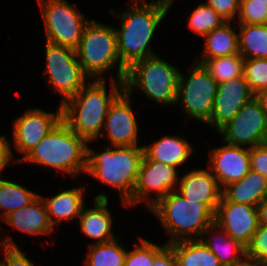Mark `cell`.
Returning <instances> with one entry per match:
<instances>
[{"label":"cell","instance_id":"1","mask_svg":"<svg viewBox=\"0 0 267 266\" xmlns=\"http://www.w3.org/2000/svg\"><path fill=\"white\" fill-rule=\"evenodd\" d=\"M171 4L163 0L134 2L128 10L117 14L121 27L115 28L117 49L121 63L128 69L134 62L156 55L151 49V39Z\"/></svg>","mask_w":267,"mask_h":266},{"label":"cell","instance_id":"2","mask_svg":"<svg viewBox=\"0 0 267 266\" xmlns=\"http://www.w3.org/2000/svg\"><path fill=\"white\" fill-rule=\"evenodd\" d=\"M116 79V80H115ZM105 79L86 83L81 91L62 106V121L87 142L98 141L110 104L124 90V81L111 77L107 95Z\"/></svg>","mask_w":267,"mask_h":266},{"label":"cell","instance_id":"3","mask_svg":"<svg viewBox=\"0 0 267 266\" xmlns=\"http://www.w3.org/2000/svg\"><path fill=\"white\" fill-rule=\"evenodd\" d=\"M88 142L62 120L20 162L55 168L76 178L87 169Z\"/></svg>","mask_w":267,"mask_h":266},{"label":"cell","instance_id":"4","mask_svg":"<svg viewBox=\"0 0 267 266\" xmlns=\"http://www.w3.org/2000/svg\"><path fill=\"white\" fill-rule=\"evenodd\" d=\"M143 155V146L138 145L107 146L106 150L100 153L87 146L85 173L118 190L125 205L133 193Z\"/></svg>","mask_w":267,"mask_h":266},{"label":"cell","instance_id":"5","mask_svg":"<svg viewBox=\"0 0 267 266\" xmlns=\"http://www.w3.org/2000/svg\"><path fill=\"white\" fill-rule=\"evenodd\" d=\"M149 210L157 216L169 235L167 244L199 239L215 222V213L206 204L187 201L176 191L169 192Z\"/></svg>","mask_w":267,"mask_h":266},{"label":"cell","instance_id":"6","mask_svg":"<svg viewBox=\"0 0 267 266\" xmlns=\"http://www.w3.org/2000/svg\"><path fill=\"white\" fill-rule=\"evenodd\" d=\"M76 53L83 71L89 78L103 80V74L118 64L117 80H125L127 68L119 59L115 27L89 20L84 27Z\"/></svg>","mask_w":267,"mask_h":266},{"label":"cell","instance_id":"7","mask_svg":"<svg viewBox=\"0 0 267 266\" xmlns=\"http://www.w3.org/2000/svg\"><path fill=\"white\" fill-rule=\"evenodd\" d=\"M179 69L161 59L158 55L140 59L128 69L124 90L131 95L137 87L147 98L156 103H176Z\"/></svg>","mask_w":267,"mask_h":266},{"label":"cell","instance_id":"8","mask_svg":"<svg viewBox=\"0 0 267 266\" xmlns=\"http://www.w3.org/2000/svg\"><path fill=\"white\" fill-rule=\"evenodd\" d=\"M44 22L46 42L76 49L88 18L66 0H37Z\"/></svg>","mask_w":267,"mask_h":266},{"label":"cell","instance_id":"9","mask_svg":"<svg viewBox=\"0 0 267 266\" xmlns=\"http://www.w3.org/2000/svg\"><path fill=\"white\" fill-rule=\"evenodd\" d=\"M46 66L43 73L49 77L47 82L53 92L60 94L64 103L78 94L87 80L90 79L83 71L77 57L76 49L46 42Z\"/></svg>","mask_w":267,"mask_h":266},{"label":"cell","instance_id":"10","mask_svg":"<svg viewBox=\"0 0 267 266\" xmlns=\"http://www.w3.org/2000/svg\"><path fill=\"white\" fill-rule=\"evenodd\" d=\"M188 77L179 73L176 103L188 116L206 123L211 116L218 83L207 69L194 61ZM180 100V101H179Z\"/></svg>","mask_w":267,"mask_h":266},{"label":"cell","instance_id":"11","mask_svg":"<svg viewBox=\"0 0 267 266\" xmlns=\"http://www.w3.org/2000/svg\"><path fill=\"white\" fill-rule=\"evenodd\" d=\"M177 172L175 166L166 165L151 158H143L133 193L125 205L134 206L145 201L146 204L143 207L149 210L169 192L176 191L174 187H178L176 184L180 181ZM151 192H155V198L150 200Z\"/></svg>","mask_w":267,"mask_h":266},{"label":"cell","instance_id":"12","mask_svg":"<svg viewBox=\"0 0 267 266\" xmlns=\"http://www.w3.org/2000/svg\"><path fill=\"white\" fill-rule=\"evenodd\" d=\"M225 143L252 148L267 142V119L255 96L219 131Z\"/></svg>","mask_w":267,"mask_h":266},{"label":"cell","instance_id":"13","mask_svg":"<svg viewBox=\"0 0 267 266\" xmlns=\"http://www.w3.org/2000/svg\"><path fill=\"white\" fill-rule=\"evenodd\" d=\"M62 120L61 104L56 113L46 112L35 108L27 110L19 118L15 119L13 126V145L22 154L19 163L33 148L50 133Z\"/></svg>","mask_w":267,"mask_h":266},{"label":"cell","instance_id":"14","mask_svg":"<svg viewBox=\"0 0 267 266\" xmlns=\"http://www.w3.org/2000/svg\"><path fill=\"white\" fill-rule=\"evenodd\" d=\"M130 97L131 95L123 90L108 108L100 137L105 138L106 134L112 147L138 145L139 126L131 107Z\"/></svg>","mask_w":267,"mask_h":266},{"label":"cell","instance_id":"15","mask_svg":"<svg viewBox=\"0 0 267 266\" xmlns=\"http://www.w3.org/2000/svg\"><path fill=\"white\" fill-rule=\"evenodd\" d=\"M215 223L246 247L259 226L258 209L247 204L227 202L221 197Z\"/></svg>","mask_w":267,"mask_h":266},{"label":"cell","instance_id":"16","mask_svg":"<svg viewBox=\"0 0 267 266\" xmlns=\"http://www.w3.org/2000/svg\"><path fill=\"white\" fill-rule=\"evenodd\" d=\"M209 167L221 190L241 180L250 169V148L226 143L209 151Z\"/></svg>","mask_w":267,"mask_h":266},{"label":"cell","instance_id":"17","mask_svg":"<svg viewBox=\"0 0 267 266\" xmlns=\"http://www.w3.org/2000/svg\"><path fill=\"white\" fill-rule=\"evenodd\" d=\"M254 96L244 75L218 84L213 110L205 124L218 132Z\"/></svg>","mask_w":267,"mask_h":266},{"label":"cell","instance_id":"18","mask_svg":"<svg viewBox=\"0 0 267 266\" xmlns=\"http://www.w3.org/2000/svg\"><path fill=\"white\" fill-rule=\"evenodd\" d=\"M176 192L185 200L206 204L216 213L222 190L211 171L194 169L180 177Z\"/></svg>","mask_w":267,"mask_h":266},{"label":"cell","instance_id":"19","mask_svg":"<svg viewBox=\"0 0 267 266\" xmlns=\"http://www.w3.org/2000/svg\"><path fill=\"white\" fill-rule=\"evenodd\" d=\"M108 197L100 193L94 198V208L83 206L79 219L81 232L87 237L104 243L115 239L112 232L113 218L108 210Z\"/></svg>","mask_w":267,"mask_h":266},{"label":"cell","instance_id":"20","mask_svg":"<svg viewBox=\"0 0 267 266\" xmlns=\"http://www.w3.org/2000/svg\"><path fill=\"white\" fill-rule=\"evenodd\" d=\"M3 222L29 234L49 235L54 231L41 195L27 206L10 213Z\"/></svg>","mask_w":267,"mask_h":266},{"label":"cell","instance_id":"21","mask_svg":"<svg viewBox=\"0 0 267 266\" xmlns=\"http://www.w3.org/2000/svg\"><path fill=\"white\" fill-rule=\"evenodd\" d=\"M84 191L85 187H73L72 189L61 191L51 198L41 196L53 228L56 227V224L59 226L62 221H71L80 216L81 210L85 205Z\"/></svg>","mask_w":267,"mask_h":266},{"label":"cell","instance_id":"22","mask_svg":"<svg viewBox=\"0 0 267 266\" xmlns=\"http://www.w3.org/2000/svg\"><path fill=\"white\" fill-rule=\"evenodd\" d=\"M267 196V178L250 170L241 180L226 186L222 197L227 202L257 207Z\"/></svg>","mask_w":267,"mask_h":266},{"label":"cell","instance_id":"23","mask_svg":"<svg viewBox=\"0 0 267 266\" xmlns=\"http://www.w3.org/2000/svg\"><path fill=\"white\" fill-rule=\"evenodd\" d=\"M143 158H151L176 168L184 164L192 154L193 147L180 136H163L153 144L142 145Z\"/></svg>","mask_w":267,"mask_h":266},{"label":"cell","instance_id":"24","mask_svg":"<svg viewBox=\"0 0 267 266\" xmlns=\"http://www.w3.org/2000/svg\"><path fill=\"white\" fill-rule=\"evenodd\" d=\"M213 230L216 233H213ZM208 232L212 236L206 238L205 235ZM204 236L205 238H203ZM199 239L219 259L222 266H232L246 257V247L239 241L228 236L215 222L206 229Z\"/></svg>","mask_w":267,"mask_h":266},{"label":"cell","instance_id":"25","mask_svg":"<svg viewBox=\"0 0 267 266\" xmlns=\"http://www.w3.org/2000/svg\"><path fill=\"white\" fill-rule=\"evenodd\" d=\"M204 49L199 59H213L217 57L239 54L238 34L226 21L204 36Z\"/></svg>","mask_w":267,"mask_h":266},{"label":"cell","instance_id":"26","mask_svg":"<svg viewBox=\"0 0 267 266\" xmlns=\"http://www.w3.org/2000/svg\"><path fill=\"white\" fill-rule=\"evenodd\" d=\"M168 245L175 253L177 266H222L200 239L180 240Z\"/></svg>","mask_w":267,"mask_h":266},{"label":"cell","instance_id":"27","mask_svg":"<svg viewBox=\"0 0 267 266\" xmlns=\"http://www.w3.org/2000/svg\"><path fill=\"white\" fill-rule=\"evenodd\" d=\"M239 54L244 59H267V24H239Z\"/></svg>","mask_w":267,"mask_h":266},{"label":"cell","instance_id":"28","mask_svg":"<svg viewBox=\"0 0 267 266\" xmlns=\"http://www.w3.org/2000/svg\"><path fill=\"white\" fill-rule=\"evenodd\" d=\"M40 194H37L18 183L0 178V218L3 220L10 213L27 206Z\"/></svg>","mask_w":267,"mask_h":266},{"label":"cell","instance_id":"29","mask_svg":"<svg viewBox=\"0 0 267 266\" xmlns=\"http://www.w3.org/2000/svg\"><path fill=\"white\" fill-rule=\"evenodd\" d=\"M88 248L85 266H124L127 250L118 243L117 237L104 243L94 242Z\"/></svg>","mask_w":267,"mask_h":266},{"label":"cell","instance_id":"30","mask_svg":"<svg viewBox=\"0 0 267 266\" xmlns=\"http://www.w3.org/2000/svg\"><path fill=\"white\" fill-rule=\"evenodd\" d=\"M195 61L201 63L218 84L243 76L244 58L240 54Z\"/></svg>","mask_w":267,"mask_h":266},{"label":"cell","instance_id":"31","mask_svg":"<svg viewBox=\"0 0 267 266\" xmlns=\"http://www.w3.org/2000/svg\"><path fill=\"white\" fill-rule=\"evenodd\" d=\"M226 21L209 5L201 3L191 12L188 28L204 37Z\"/></svg>","mask_w":267,"mask_h":266},{"label":"cell","instance_id":"32","mask_svg":"<svg viewBox=\"0 0 267 266\" xmlns=\"http://www.w3.org/2000/svg\"><path fill=\"white\" fill-rule=\"evenodd\" d=\"M139 239L140 243H135V248L127 251L124 266H153L154 258L168 245L165 243L160 246L145 238Z\"/></svg>","mask_w":267,"mask_h":266},{"label":"cell","instance_id":"33","mask_svg":"<svg viewBox=\"0 0 267 266\" xmlns=\"http://www.w3.org/2000/svg\"><path fill=\"white\" fill-rule=\"evenodd\" d=\"M243 75L253 94L267 88V59H244Z\"/></svg>","mask_w":267,"mask_h":266},{"label":"cell","instance_id":"34","mask_svg":"<svg viewBox=\"0 0 267 266\" xmlns=\"http://www.w3.org/2000/svg\"><path fill=\"white\" fill-rule=\"evenodd\" d=\"M246 257L267 265V225L259 224L246 246Z\"/></svg>","mask_w":267,"mask_h":266},{"label":"cell","instance_id":"35","mask_svg":"<svg viewBox=\"0 0 267 266\" xmlns=\"http://www.w3.org/2000/svg\"><path fill=\"white\" fill-rule=\"evenodd\" d=\"M239 24H267V3L240 2Z\"/></svg>","mask_w":267,"mask_h":266},{"label":"cell","instance_id":"36","mask_svg":"<svg viewBox=\"0 0 267 266\" xmlns=\"http://www.w3.org/2000/svg\"><path fill=\"white\" fill-rule=\"evenodd\" d=\"M206 4L212 7L225 21L231 22L239 14L240 0H207Z\"/></svg>","mask_w":267,"mask_h":266},{"label":"cell","instance_id":"37","mask_svg":"<svg viewBox=\"0 0 267 266\" xmlns=\"http://www.w3.org/2000/svg\"><path fill=\"white\" fill-rule=\"evenodd\" d=\"M250 169L267 178V142L250 148Z\"/></svg>","mask_w":267,"mask_h":266},{"label":"cell","instance_id":"38","mask_svg":"<svg viewBox=\"0 0 267 266\" xmlns=\"http://www.w3.org/2000/svg\"><path fill=\"white\" fill-rule=\"evenodd\" d=\"M5 260H0L2 266H34L26 255L17 247H2Z\"/></svg>","mask_w":267,"mask_h":266},{"label":"cell","instance_id":"39","mask_svg":"<svg viewBox=\"0 0 267 266\" xmlns=\"http://www.w3.org/2000/svg\"><path fill=\"white\" fill-rule=\"evenodd\" d=\"M153 266H177L175 253L169 245L154 258Z\"/></svg>","mask_w":267,"mask_h":266},{"label":"cell","instance_id":"40","mask_svg":"<svg viewBox=\"0 0 267 266\" xmlns=\"http://www.w3.org/2000/svg\"><path fill=\"white\" fill-rule=\"evenodd\" d=\"M11 158H13V153L11 150V145L4 135L0 136V175L4 171V168L8 165Z\"/></svg>","mask_w":267,"mask_h":266},{"label":"cell","instance_id":"41","mask_svg":"<svg viewBox=\"0 0 267 266\" xmlns=\"http://www.w3.org/2000/svg\"><path fill=\"white\" fill-rule=\"evenodd\" d=\"M259 224L267 225V196L258 204Z\"/></svg>","mask_w":267,"mask_h":266},{"label":"cell","instance_id":"42","mask_svg":"<svg viewBox=\"0 0 267 266\" xmlns=\"http://www.w3.org/2000/svg\"><path fill=\"white\" fill-rule=\"evenodd\" d=\"M255 98L260 102L267 119V88L255 94Z\"/></svg>","mask_w":267,"mask_h":266},{"label":"cell","instance_id":"43","mask_svg":"<svg viewBox=\"0 0 267 266\" xmlns=\"http://www.w3.org/2000/svg\"><path fill=\"white\" fill-rule=\"evenodd\" d=\"M232 266H267V265H265L259 261L252 260V259L245 257L240 262H238Z\"/></svg>","mask_w":267,"mask_h":266},{"label":"cell","instance_id":"44","mask_svg":"<svg viewBox=\"0 0 267 266\" xmlns=\"http://www.w3.org/2000/svg\"><path fill=\"white\" fill-rule=\"evenodd\" d=\"M2 242H0V244L2 245V247L7 246V247H17V245L14 243V241H12L10 238H5L3 240H1Z\"/></svg>","mask_w":267,"mask_h":266},{"label":"cell","instance_id":"45","mask_svg":"<svg viewBox=\"0 0 267 266\" xmlns=\"http://www.w3.org/2000/svg\"><path fill=\"white\" fill-rule=\"evenodd\" d=\"M240 2H259V3H267V0H240Z\"/></svg>","mask_w":267,"mask_h":266},{"label":"cell","instance_id":"46","mask_svg":"<svg viewBox=\"0 0 267 266\" xmlns=\"http://www.w3.org/2000/svg\"><path fill=\"white\" fill-rule=\"evenodd\" d=\"M163 1L168 2V3H170L172 5L173 2L176 1V0H163Z\"/></svg>","mask_w":267,"mask_h":266},{"label":"cell","instance_id":"47","mask_svg":"<svg viewBox=\"0 0 267 266\" xmlns=\"http://www.w3.org/2000/svg\"><path fill=\"white\" fill-rule=\"evenodd\" d=\"M130 1H133V2H145V0H130Z\"/></svg>","mask_w":267,"mask_h":266}]
</instances>
